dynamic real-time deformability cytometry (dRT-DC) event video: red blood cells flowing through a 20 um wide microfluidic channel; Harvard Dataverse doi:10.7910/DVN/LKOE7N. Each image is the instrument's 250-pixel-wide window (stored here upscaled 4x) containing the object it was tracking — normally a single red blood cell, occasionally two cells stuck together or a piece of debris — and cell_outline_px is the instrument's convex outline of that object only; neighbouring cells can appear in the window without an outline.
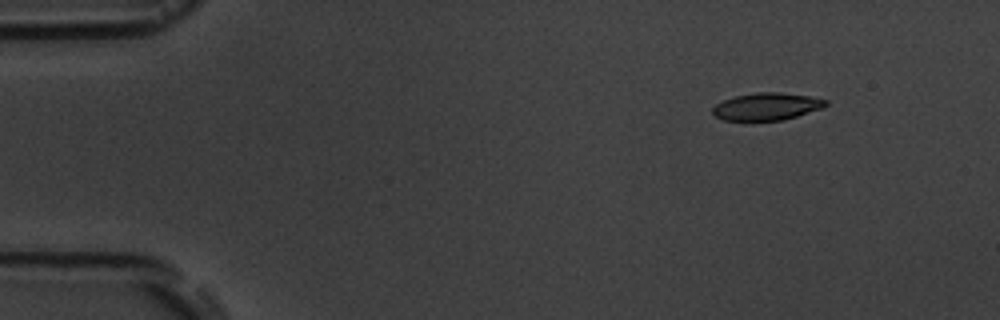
{"species": "common noctule bat (a hibernating species)", "species_latin": "Nyctalus noctula", "temperature_condition": "room temperature", "stored_images_in_passage": 5, "camera_frame_rate_fps": 3000, "um_per_image_px": 0.085, "animal": {"sex": "male", "body_mass_g": 19.5, "forearm_length_mm": 54.6}, "frame": {"image": 1, "passage_image": 2, "time_ms": 1.0, "image_size_px": [1000, 320], "cell_outline_px": [[828, 104], [820, 108], [784, 120], [724, 120], [716, 116], [712, 112], [712, 108], [716, 104], [724, 100], [736, 96], [756, 92], [780, 92], [808, 96], [828, 100]], "centroid_in_image_um": [65.16, 9.04], "position_along_channel_um": 19.8, "area_um2": 17.74}}